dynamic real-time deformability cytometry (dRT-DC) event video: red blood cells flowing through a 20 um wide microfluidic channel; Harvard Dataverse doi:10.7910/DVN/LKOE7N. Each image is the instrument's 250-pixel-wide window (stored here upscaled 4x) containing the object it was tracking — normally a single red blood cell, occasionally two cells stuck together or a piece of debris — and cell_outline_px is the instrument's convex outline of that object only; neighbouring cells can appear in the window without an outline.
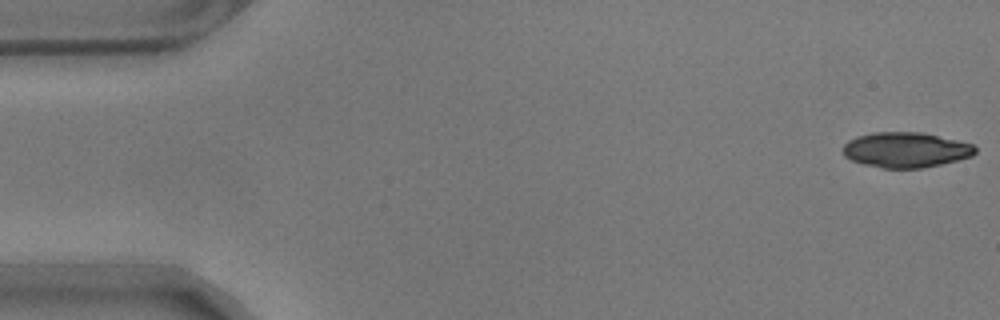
{"species": "common noctule bat (a hibernating species)", "species_latin": "Nyctalus noctula", "temperature_condition": "warm", "stored_images_in_passage": 56, "camera_frame_rate_fps": 3000, "um_per_image_px": 0.085, "animal": {"sex": "male", "body_mass_g": 17.9}, "frame": {"image": 1, "passage_image": 1, "time_ms": 0.0, "image_size_px": [1000, 320], "cell_outline_px": [[976, 152], [972, 156], [940, 164], [920, 168], [880, 168], [864, 164], [852, 160], [844, 156], [840, 148], [848, 140], [856, 136], [872, 132], [924, 132], [972, 144], [976, 148]], "centroid_in_image_um": [76.94, 12.73], "position_along_channel_um": 8.1, "area_um2": 27.28}}